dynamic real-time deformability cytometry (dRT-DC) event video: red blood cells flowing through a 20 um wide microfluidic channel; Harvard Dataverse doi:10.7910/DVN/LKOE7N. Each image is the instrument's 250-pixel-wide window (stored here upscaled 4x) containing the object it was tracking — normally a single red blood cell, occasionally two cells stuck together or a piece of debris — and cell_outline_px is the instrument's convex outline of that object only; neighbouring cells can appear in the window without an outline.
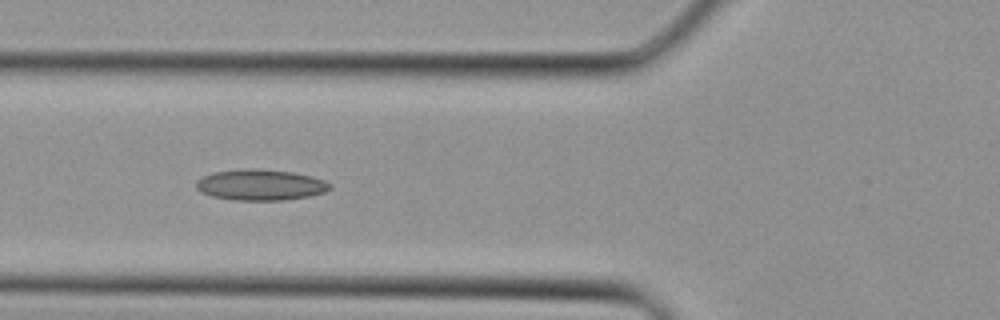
{"species": "Egyptian fruit bat (a non-hibernating species)", "species_latin": "Rousettus aegyptiacus", "temperature_condition": "cold", "stored_images_in_passage": 34, "camera_frame_rate_fps": 3000, "um_per_image_px": 0.085, "animal": {"sex": "female"}, "frame": {"image": 1, "passage_image": 12, "time_ms": 3.667, "image_size_px": [1000, 320], "cell_outline_px": [[332, 188], [324, 192], [308, 196], [280, 200], [232, 200], [212, 196], [200, 192], [196, 188], [196, 180], [200, 176], [212, 172], [244, 168], [260, 168], [292, 172], [312, 176], [324, 180], [332, 184]], "centroid_in_image_um": [22.1, 15.7], "position_along_channel_um": 103.7, "area_um2": 24.39}}
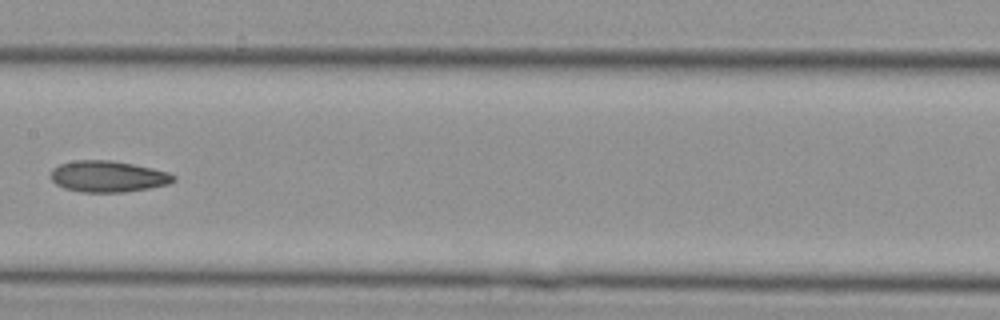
{"frame": {"image": 2, "passage_image": 17, "time_ms": 5.333, "image_size_px": [1000, 320], "cell_outline_px": [[176, 180], [168, 184], [148, 188], [124, 192], [84, 192], [64, 188], [56, 184], [52, 180], [52, 168], [60, 164], [72, 160], [112, 160], [152, 168], [168, 172], [176, 176]], "centroid_in_image_um": [9.18, 14.99], "position_along_channel_um": 198.2, "area_um2": 22.31}}
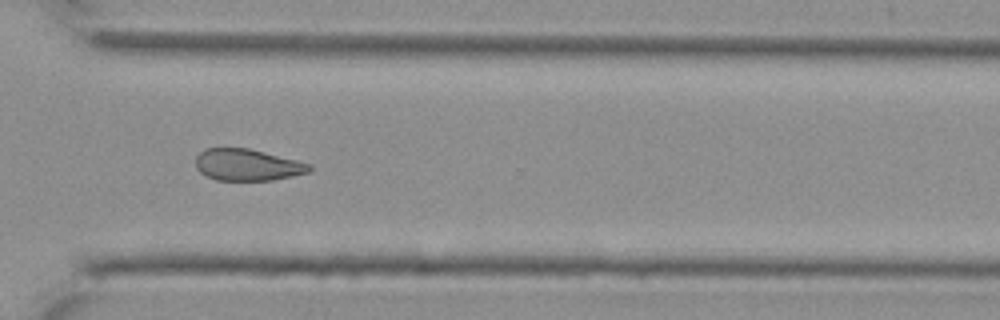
{"frame": {"image": 3, "passage_image": 25, "time_ms": 8.0, "image_size_px": [1000, 320], "cell_outline_px": [[312, 168], [308, 172], [272, 180], [216, 180], [200, 172], [196, 168], [196, 156], [204, 148], [248, 148], [312, 164]], "centroid_in_image_um": [21.0, 14.01], "position_along_channel_um": 349.6, "area_um2": 20.81}}